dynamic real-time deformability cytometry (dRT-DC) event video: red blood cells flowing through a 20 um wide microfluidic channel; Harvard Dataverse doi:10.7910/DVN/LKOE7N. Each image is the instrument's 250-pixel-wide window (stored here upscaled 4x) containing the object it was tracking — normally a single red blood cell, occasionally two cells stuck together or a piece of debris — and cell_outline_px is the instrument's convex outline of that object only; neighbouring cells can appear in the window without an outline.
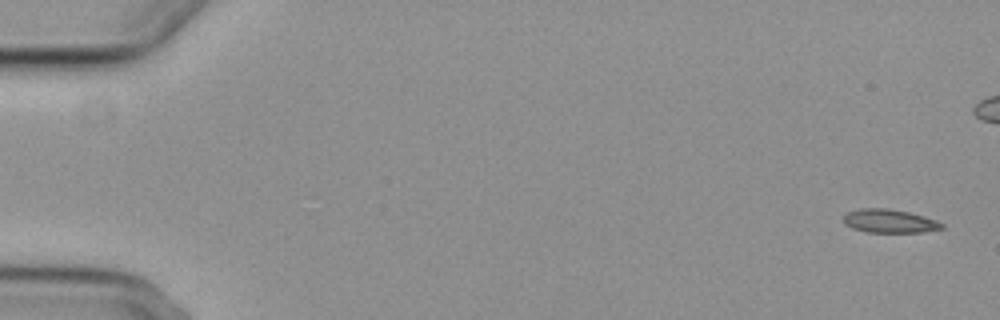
{"species": "common noctule bat (a hibernating species)", "species_latin": "Nyctalus noctula", "temperature_condition": "cold", "stored_images_in_passage": 54, "camera_frame_rate_fps": 3000, "um_per_image_px": 0.085, "animal": {"sex": "female", "body_mass_g": 29.2, "forearm_length_mm": 56.3}, "frame": {"image": 1, "passage_image": 1, "time_ms": 0.0, "image_size_px": [1000, 320], "cell_outline_px": [[944, 228], [920, 232], [868, 232], [852, 228], [844, 224], [844, 216], [848, 212], [860, 208], [888, 208], [908, 212], [924, 216], [936, 220], [944, 224]], "centroid_in_image_um": [75.6, 18.78], "position_along_channel_um": 9.4, "area_um2": 13.41}}
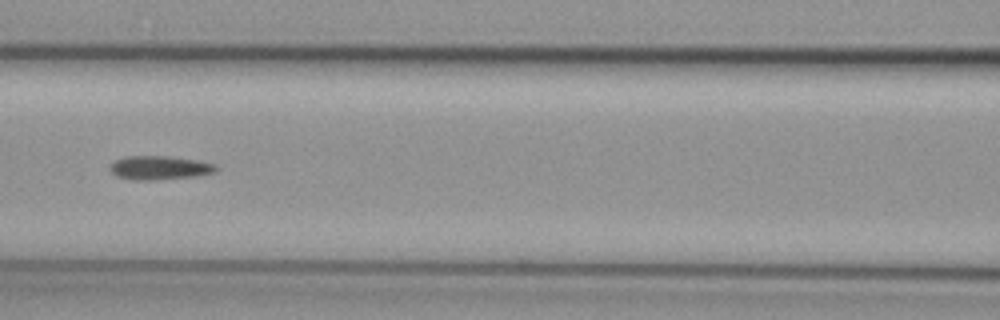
{"frame": {"image": 2, "passage_image": 25, "time_ms": 8.0, "image_size_px": [1000, 320], "cell_outline_px": [[220, 168], [216, 172], [200, 176], [156, 180], [132, 180], [116, 176], [108, 168], [116, 160], [124, 156], [168, 156], [200, 160], [216, 164]], "centroid_in_image_um": [13.63, 14.26], "position_along_channel_um": 153.0, "area_um2": 15.09}}
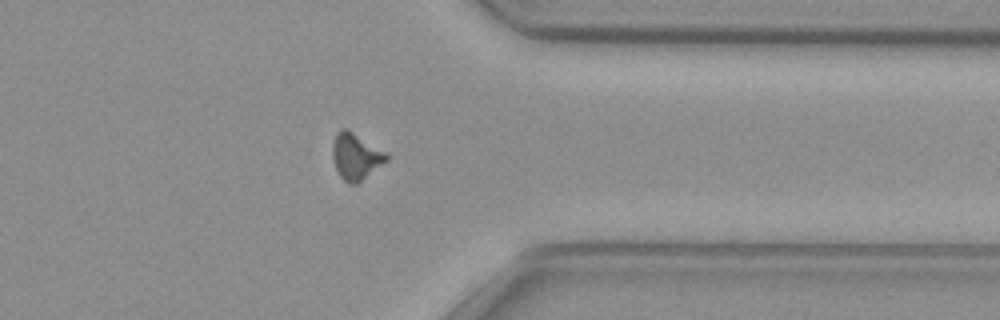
{"frame": {"image": 3, "passage_image": 44, "time_ms": 14.333, "image_size_px": [1000, 320], "cell_outline_px": [[388, 160], [356, 184], [348, 184], [340, 176], [332, 160], [332, 144], [336, 132], [344, 128], [348, 128], [388, 152]], "centroid_in_image_um": [30.25, 13.26], "position_along_channel_um": 381.2, "area_um2": 14.85}}